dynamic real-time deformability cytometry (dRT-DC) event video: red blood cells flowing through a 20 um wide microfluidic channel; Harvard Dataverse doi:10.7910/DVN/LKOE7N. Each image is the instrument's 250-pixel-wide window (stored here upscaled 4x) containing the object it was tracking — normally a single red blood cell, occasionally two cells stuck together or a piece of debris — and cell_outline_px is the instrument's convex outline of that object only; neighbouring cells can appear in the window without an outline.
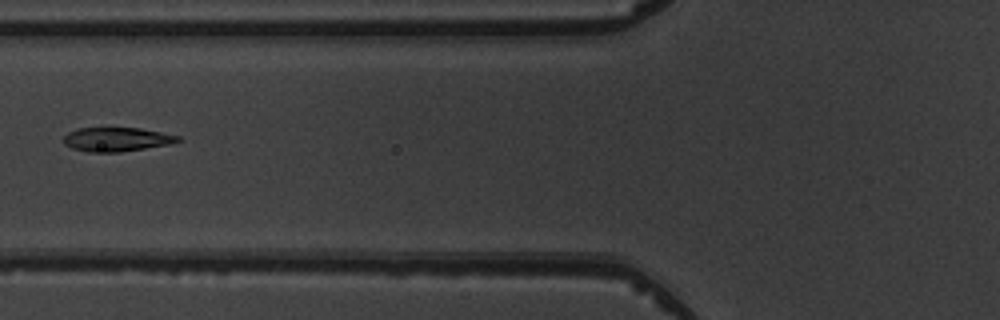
{"species": "common noctule bat (a hibernating species)", "species_latin": "Nyctalus noctula", "temperature_condition": "warm", "stored_images_in_passage": 4, "camera_frame_rate_fps": 3000, "um_per_image_px": 0.085, "animal": {"sex": "male", "body_mass_g": 19.5, "forearm_length_mm": 54.6}, "frame": {"image": 1, "passage_image": 3, "time_ms": 2.667, "image_size_px": [1000, 320], "cell_outline_px": [[184, 140], [168, 144], [120, 152], [88, 152], [72, 148], [64, 144], [64, 136], [68, 132], [76, 128], [140, 128], [180, 136]], "centroid_in_image_um": [9.91, 11.84], "position_along_channel_um": 115.9, "area_um2": 15.95}}
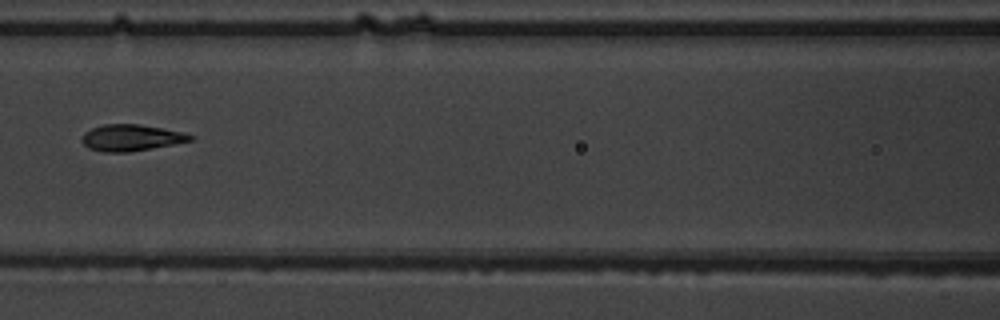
{"frame": {"image": 2, "passage_image": 4, "time_ms": 3.667, "image_size_px": [1000, 320], "cell_outline_px": [[196, 136], [192, 140], [152, 148], [128, 152], [104, 152], [88, 148], [80, 140], [84, 132], [92, 128], [104, 124], [140, 124], [184, 132]], "centroid_in_image_um": [11.14, 11.7], "position_along_channel_um": 155.5, "area_um2": 16.7}}